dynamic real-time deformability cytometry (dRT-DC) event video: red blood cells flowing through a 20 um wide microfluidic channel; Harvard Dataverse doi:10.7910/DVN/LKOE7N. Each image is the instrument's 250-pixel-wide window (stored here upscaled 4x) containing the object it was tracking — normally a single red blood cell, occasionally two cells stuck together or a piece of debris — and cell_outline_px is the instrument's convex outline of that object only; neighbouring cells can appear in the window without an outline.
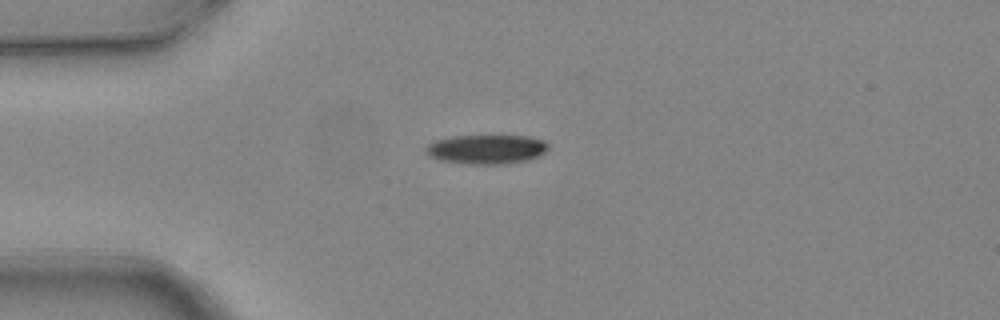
{"species": "common noctule bat (a hibernating species)", "species_latin": "Nyctalus noctula", "temperature_condition": "warm", "stored_images_in_passage": 3, "camera_frame_rate_fps": 3000, "um_per_image_px": 0.085, "animal": {"sex": "female", "body_mass_g": 24.6, "forearm_length_mm": 56.2}, "frame": {"image": 1, "passage_image": 1, "time_ms": 0.0, "image_size_px": [1000, 320], "cell_outline_px": [[548, 148], [544, 152], [528, 160], [508, 164], [468, 164], [440, 160], [428, 156], [424, 152], [424, 148], [428, 144], [436, 140], [452, 136], [528, 136], [544, 140], [548, 144]], "centroid_in_image_um": [41.32, 12.69], "position_along_channel_um": 43.7, "area_um2": 20.98}}
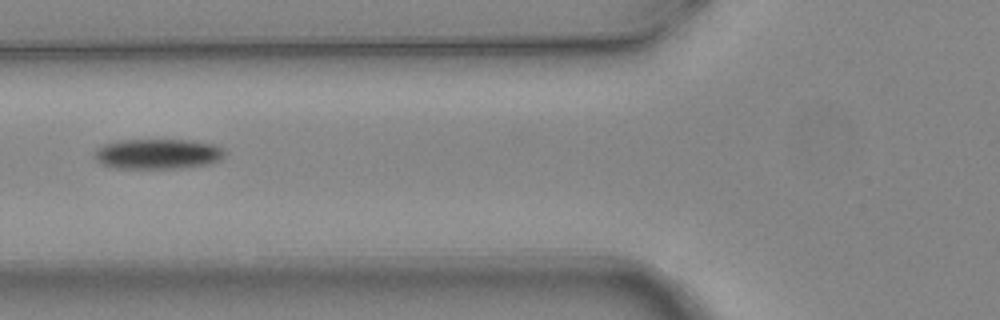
{"frame": {"image": 2, "passage_image": 3, "time_ms": 0.667, "image_size_px": [1000, 320], "cell_outline_px": [[224, 156], [220, 160], [208, 164], [180, 168], [112, 168], [100, 164], [92, 156], [92, 152], [96, 148], [104, 144], [116, 140], [188, 140], [212, 144], [224, 148]], "centroid_in_image_um": [13.33, 13.08], "position_along_channel_um": 112.5, "area_um2": 23.18}}